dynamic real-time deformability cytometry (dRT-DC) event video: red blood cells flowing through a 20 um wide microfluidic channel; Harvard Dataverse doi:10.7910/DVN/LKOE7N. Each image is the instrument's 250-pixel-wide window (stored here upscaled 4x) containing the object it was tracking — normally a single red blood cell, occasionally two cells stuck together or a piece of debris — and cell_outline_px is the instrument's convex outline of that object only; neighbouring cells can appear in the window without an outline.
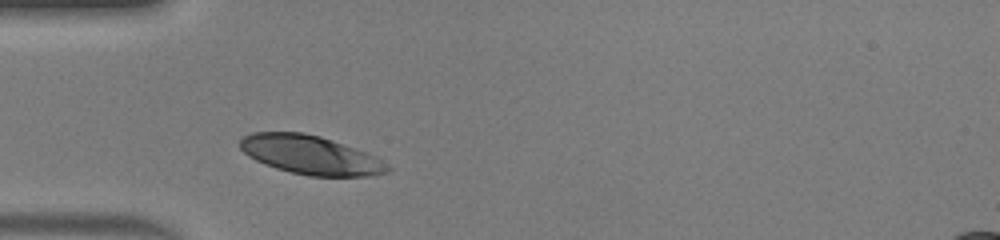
{"species": "human", "species_latin": "Homo sapiens", "temperature_condition": "warm", "stored_images_in_passage": 27, "camera_frame_rate_fps": 3000, "um_per_image_px": 0.085, "donor": {"sex": "male"}, "frame": {"image": 1, "passage_image": 1, "time_ms": 0.0, "image_size_px": [1000, 240], "cell_outline_px": [[392, 168], [388, 172], [368, 176], [308, 176], [276, 168], [264, 164], [248, 156], [240, 148], [240, 140], [244, 136], [252, 132], [304, 132], [320, 136], [332, 140], [364, 152], [380, 160]], "centroid_in_image_um": [26.35, 13.17], "position_along_channel_um": 58.7, "area_um2": 33.0}}
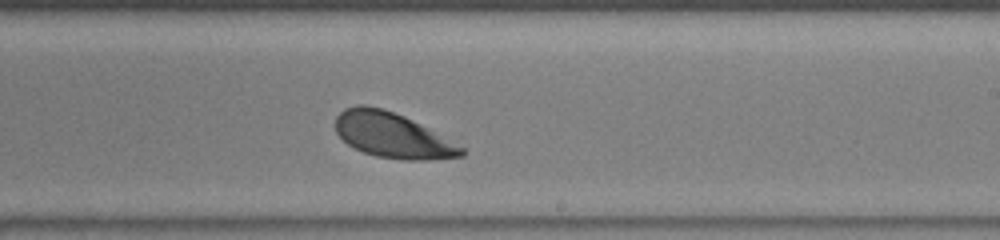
{"frame": {"image": 2, "passage_image": 16, "time_ms": 5.0, "image_size_px": [1000, 240], "cell_outline_px": [[464, 156], [428, 160], [404, 160], [376, 156], [364, 152], [348, 144], [336, 132], [336, 116], [344, 108], [356, 104], [364, 104], [384, 108], [404, 116], [464, 148]], "centroid_in_image_um": [33.31, 11.48], "position_along_channel_um": 255.7, "area_um2": 32.83}}
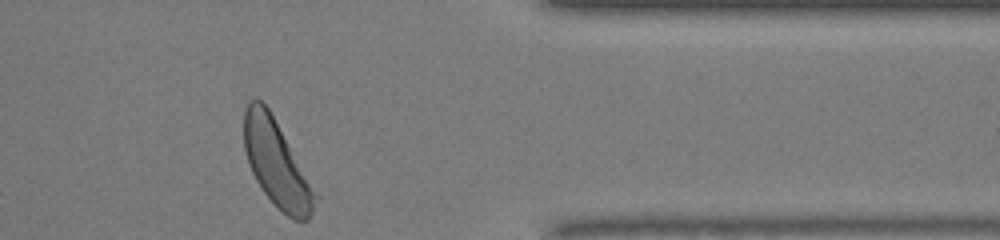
{"frame": {"image": 3, "passage_image": 27, "time_ms": 8.667, "image_size_px": [1000, 240], "cell_outline_px": [[320, 200], [308, 220], [292, 220], [264, 192], [256, 180], [248, 164], [244, 148], [244, 108], [248, 100], [260, 100], [268, 108], [320, 196]], "centroid_in_image_um": [23.54, 13.93], "position_along_channel_um": 387.9, "area_um2": 35.72}, "authors_computed_cell_mechanics": {"area_um2": 34.3332, "velocity_mm_per_s": 4.0508, "shape_relaxation_time_tau1_ms": 1.1479, "shape_relaxation_time_tau2_ms": 1.7961, "deformation_change_tau1": 0.1072, "deformation_change_tau2": 0.0389}}